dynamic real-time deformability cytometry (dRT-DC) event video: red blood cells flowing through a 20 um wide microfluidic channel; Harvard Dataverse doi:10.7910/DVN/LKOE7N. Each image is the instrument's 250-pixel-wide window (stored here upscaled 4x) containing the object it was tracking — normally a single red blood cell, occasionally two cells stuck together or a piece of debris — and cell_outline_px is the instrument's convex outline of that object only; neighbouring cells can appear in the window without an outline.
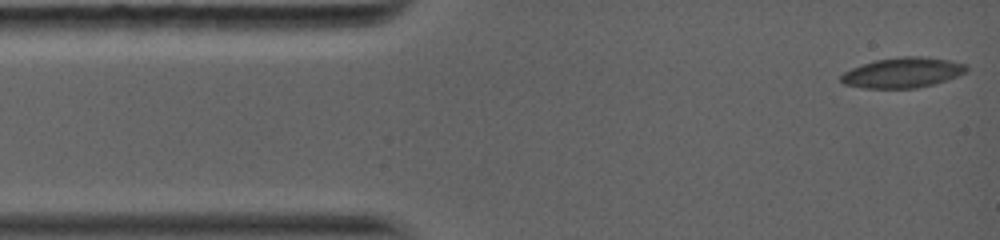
{"species": "common noctule bat (a hibernating species)", "species_latin": "Nyctalus noctula", "temperature_condition": "warm", "stored_images_in_passage": 30, "camera_frame_rate_fps": 5000, "um_per_image_px": 0.085, "animal": {"sex": "female", "body_mass_g": 19.0, "forearm_length_mm": 56.7}, "frame": {"image": 1, "passage_image": 1, "time_ms": 0.0, "image_size_px": [1000, 240], "cell_outline_px": [[968, 68], [964, 72], [948, 80], [916, 88], [864, 88], [844, 84], [840, 80], [840, 76], [844, 72], [852, 68], [876, 60], [900, 56], [920, 56], [948, 60], [968, 64]], "centroid_in_image_um": [76.73, 6.17], "position_along_channel_um": 8.3, "area_um2": 21.96}}
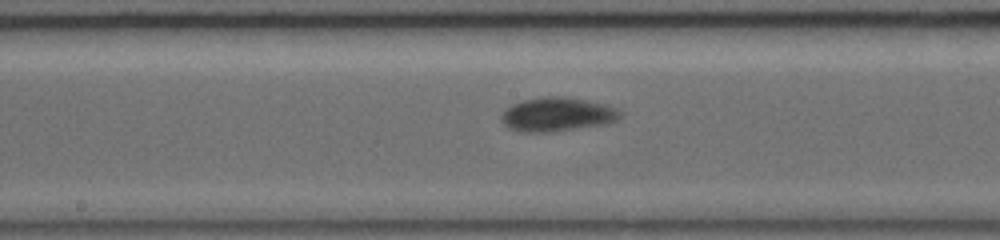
{"frame": {"image": 2, "passage_image": 13, "time_ms": 6.6, "image_size_px": [1000, 240], "cell_outline_px": [[620, 116], [616, 120], [608, 124], [552, 132], [520, 132], [508, 128], [500, 120], [500, 116], [504, 108], [512, 104], [524, 100], [544, 96], [564, 96], [604, 104], [616, 108], [620, 112]], "centroid_in_image_um": [47.31, 9.73], "position_along_channel_um": 200.9, "area_um2": 23.7}}
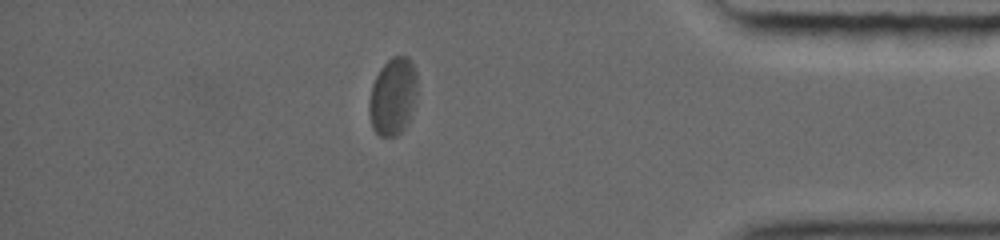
{"frame": {"image": 3, "passage_image": 25, "time_ms": 12.4, "image_size_px": [1000, 240], "cell_outline_px": [[416, 92], [412, 108], [408, 120], [404, 128], [396, 136], [380, 136], [372, 128], [368, 112], [368, 100], [372, 84], [380, 68], [392, 56], [408, 56], [412, 60], [416, 72]], "centroid_in_image_um": [33.36, 8.17], "position_along_channel_um": 401.8, "area_um2": 21.73}}